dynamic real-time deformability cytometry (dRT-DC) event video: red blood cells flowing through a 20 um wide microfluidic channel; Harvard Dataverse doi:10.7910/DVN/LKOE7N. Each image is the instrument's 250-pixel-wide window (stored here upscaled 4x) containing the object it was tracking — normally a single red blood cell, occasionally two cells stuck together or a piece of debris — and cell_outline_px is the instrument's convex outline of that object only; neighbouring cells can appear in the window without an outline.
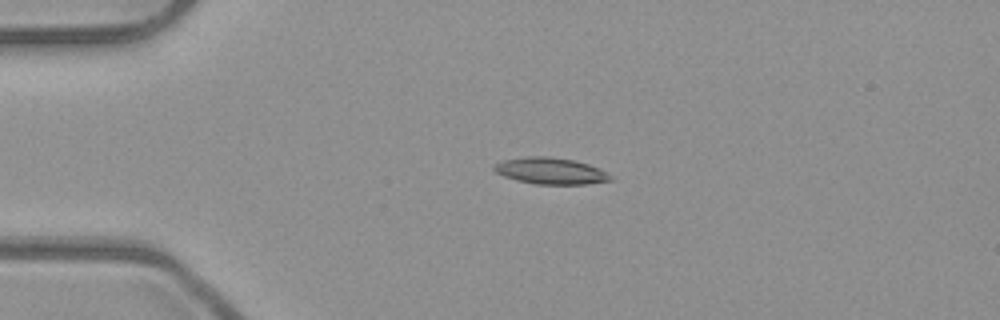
{"species": "common noctule bat (a hibernating species)", "species_latin": "Nyctalus noctula", "temperature_condition": "room temperature", "stored_images_in_passage": 5, "camera_frame_rate_fps": 3000, "um_per_image_px": 0.085, "animal": {"sex": "male", "body_mass_g": 23.1, "forearm_length_mm": 52.7}, "frame": {"image": 1, "passage_image": 4, "time_ms": 1.0, "image_size_px": [1000, 320], "cell_outline_px": [[612, 180], [588, 184], [536, 184], [516, 180], [504, 176], [496, 172], [492, 168], [496, 164], [504, 160], [528, 156], [548, 156], [572, 160], [588, 164], [600, 168], [612, 176]], "centroid_in_image_um": [46.82, 14.53], "position_along_channel_um": 38.2, "area_um2": 17.86}}